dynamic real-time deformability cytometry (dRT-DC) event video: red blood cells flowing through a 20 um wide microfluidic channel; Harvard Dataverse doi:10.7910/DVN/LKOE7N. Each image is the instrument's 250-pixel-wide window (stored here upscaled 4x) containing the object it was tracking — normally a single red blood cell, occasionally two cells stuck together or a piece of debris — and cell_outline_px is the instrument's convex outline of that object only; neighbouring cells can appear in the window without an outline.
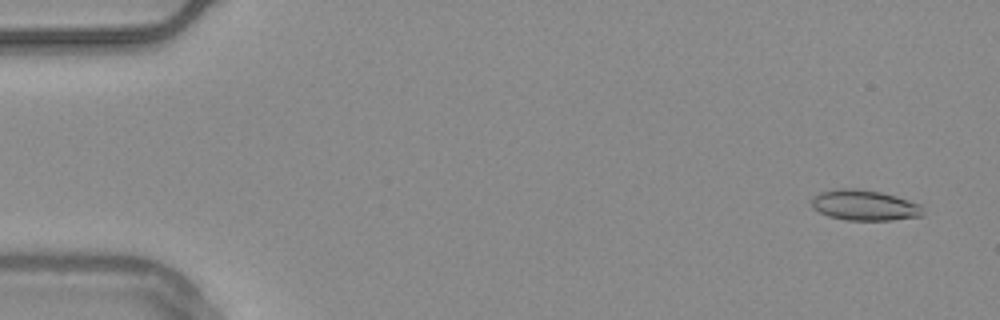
{"species": "common noctule bat (a hibernating species)", "species_latin": "Nyctalus noctula", "temperature_condition": "warm", "stored_images_in_passage": 55, "camera_frame_rate_fps": 3000, "um_per_image_px": 0.085, "animal": {"sex": "male", "body_mass_g": 20.4}, "frame": {"image": 1, "passage_image": 3, "time_ms": 0.667, "image_size_px": [1000, 320], "cell_outline_px": [[924, 216], [892, 220], [848, 220], [828, 216], [812, 208], [812, 196], [820, 192], [832, 188], [856, 188], [880, 192], [896, 196], [920, 204], [924, 212]], "centroid_in_image_um": [73.47, 17.44], "position_along_channel_um": 11.5, "area_um2": 20.0}}
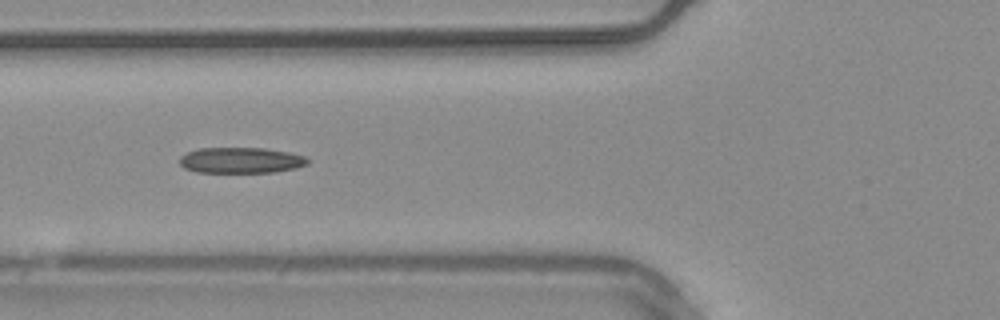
{"frame": {"image": 2, "passage_image": 21, "time_ms": 6.667, "image_size_px": [1000, 320], "cell_outline_px": [[312, 160], [308, 164], [296, 168], [276, 172], [196, 172], [184, 168], [180, 164], [180, 156], [188, 152], [200, 148], [264, 148], [288, 152], [304, 156]], "centroid_in_image_um": [20.51, 13.63], "position_along_channel_um": 105.3, "area_um2": 19.31}}
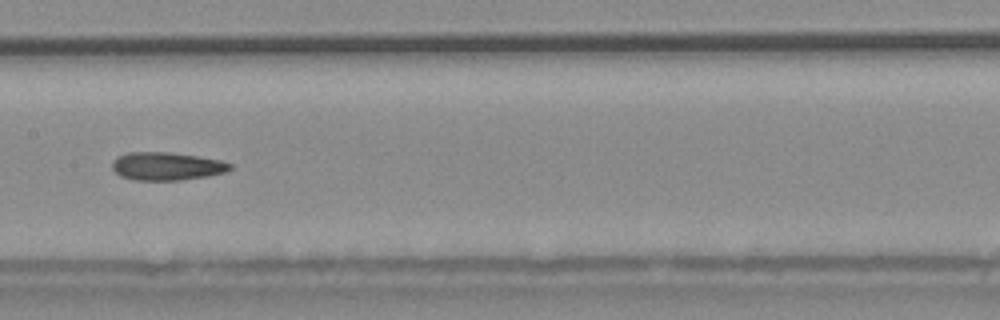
{"frame": {"image": 3, "passage_image": 28, "time_ms": 9.0, "image_size_px": [1000, 320], "cell_outline_px": [[232, 168], [224, 172], [208, 176], [180, 180], [132, 180], [120, 176], [112, 168], [112, 160], [128, 152], [168, 152], [196, 156], [220, 160], [232, 164]], "centroid_in_image_um": [14.15, 14.13], "position_along_channel_um": 193.3, "area_um2": 19.19}, "authors_computed_cell_mechanics": {"area_um2": 19.3052, "velocity_mm_per_s": 3.749, "shape_relaxation_time_tau1_ms": null, "shape_relaxation_time_tau2_ms": 4.1964, "deformation_change_tau1": null, "deformation_change_tau2": 0.1377}}